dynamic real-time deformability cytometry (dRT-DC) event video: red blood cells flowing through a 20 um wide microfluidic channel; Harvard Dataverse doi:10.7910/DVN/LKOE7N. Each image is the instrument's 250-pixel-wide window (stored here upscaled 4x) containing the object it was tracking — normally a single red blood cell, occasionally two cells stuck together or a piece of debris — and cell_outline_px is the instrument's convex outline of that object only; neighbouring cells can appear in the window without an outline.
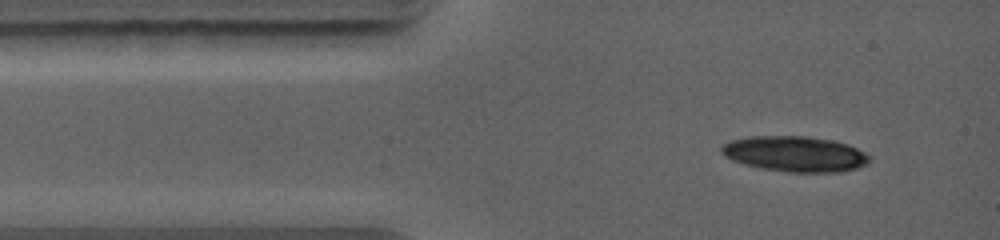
{"species": "common noctule bat (a hibernating species)", "species_latin": "Nyctalus noctula", "temperature_condition": "warm", "stored_images_in_passage": 1, "camera_frame_rate_fps": 5000, "um_per_image_px": 0.085, "animal": {"sex": "female", "body_mass_g": 19.0, "forearm_length_mm": 56.7}, "frame": {"image": 1, "passage_image": 1, "time_ms": 0.0, "image_size_px": [1000, 240], "cell_outline_px": [[872, 160], [868, 164], [856, 168], [840, 172], [788, 172], [760, 168], [744, 164], [732, 160], [724, 156], [720, 152], [720, 148], [724, 144], [732, 140], [748, 136], [804, 136], [832, 140], [848, 144], [872, 156]], "centroid_in_image_um": [67.59, 13.09], "position_along_channel_um": 17.4, "area_um2": 30.81}}